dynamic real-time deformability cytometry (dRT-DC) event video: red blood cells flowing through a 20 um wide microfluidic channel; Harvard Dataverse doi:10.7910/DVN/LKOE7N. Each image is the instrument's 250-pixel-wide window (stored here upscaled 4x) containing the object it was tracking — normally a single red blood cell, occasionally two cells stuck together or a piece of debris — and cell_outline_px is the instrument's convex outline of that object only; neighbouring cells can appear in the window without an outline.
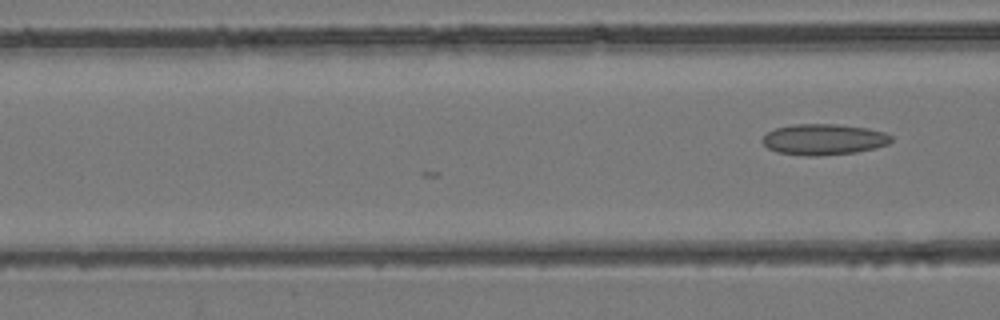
{"species": "common noctule bat (a hibernating species)", "species_latin": "Nyctalus noctula", "temperature_condition": "room temperature", "stored_images_in_passage": 17, "camera_frame_rate_fps": 3000, "um_per_image_px": 0.085, "animal": {"sex": "female", "body_mass_g": 24.6, "forearm_length_mm": 56.2}, "frame": {"image": 1, "passage_image": 17, "time_ms": 5.333, "image_size_px": [1000, 320], "cell_outline_px": [[892, 140], [888, 144], [876, 148], [856, 152], [820, 156], [804, 156], [776, 152], [768, 148], [760, 140], [768, 132], [776, 128], [792, 124], [836, 124], [868, 128], [884, 132], [892, 136]], "centroid_in_image_um": [70.01, 11.85], "position_along_channel_um": 96.6, "area_um2": 23.41}}